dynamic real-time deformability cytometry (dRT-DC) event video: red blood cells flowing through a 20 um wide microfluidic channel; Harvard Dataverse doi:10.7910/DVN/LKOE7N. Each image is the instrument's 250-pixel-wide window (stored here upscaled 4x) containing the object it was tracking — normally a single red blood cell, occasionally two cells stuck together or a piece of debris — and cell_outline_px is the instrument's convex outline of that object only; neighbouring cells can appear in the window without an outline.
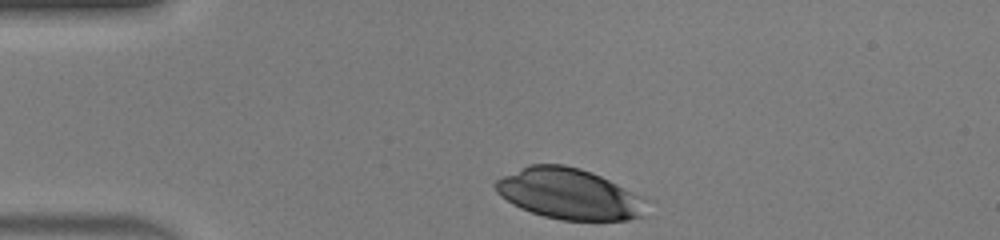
{"species": "human", "species_latin": "Homo sapiens", "temperature_condition": "warm", "stored_images_in_passage": 30, "camera_frame_rate_fps": 3000, "um_per_image_px": 0.085, "donor": {"sex": "male"}, "frame": {"image": 1, "passage_image": 1, "time_ms": 0.0, "image_size_px": [1000, 240], "cell_outline_px": [[648, 200], [644, 216], [628, 220], [560, 220], [544, 216], [520, 208], [512, 204], [500, 196], [496, 192], [492, 184], [496, 180], [528, 164], [564, 164], [580, 168], [592, 172], [644, 196]], "centroid_in_image_um": [48.39, 16.48], "position_along_channel_um": 36.6, "area_um2": 45.08}}
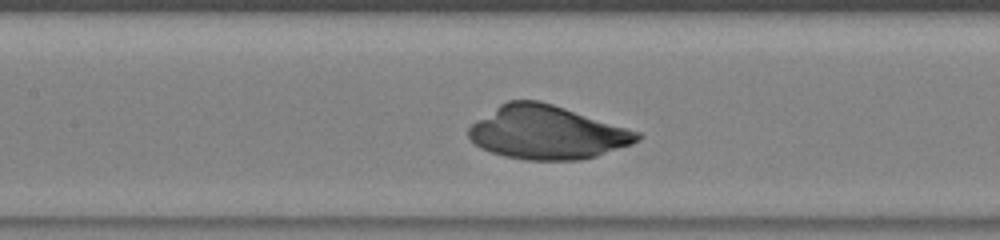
{"frame": {"image": 2, "passage_image": 13, "time_ms": 4.0, "image_size_px": [1000, 240], "cell_outline_px": [[644, 136], [640, 140], [632, 144], [596, 156], [580, 160], [528, 160], [504, 156], [480, 148], [468, 136], [468, 128], [476, 120], [500, 104], [508, 100], [540, 100], [640, 132]], "centroid_in_image_um": [46.5, 11.26], "position_along_channel_um": 160.9, "area_um2": 52.37}}
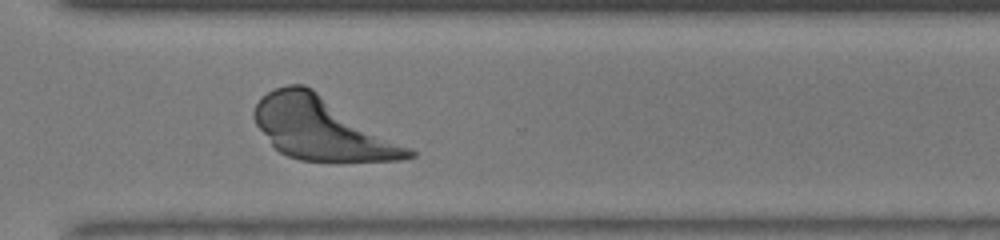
{"frame": {"image": 3, "passage_image": 26, "time_ms": 8.333, "image_size_px": [1000, 240], "cell_outline_px": [[416, 156], [400, 160], [336, 164], [300, 160], [288, 156], [280, 152], [272, 144], [256, 124], [252, 116], [252, 112], [256, 104], [268, 92], [276, 88], [288, 84], [304, 84], [312, 88], [412, 148], [416, 152]], "centroid_in_image_um": [27.41, 10.98], "position_along_channel_um": 343.2, "area_um2": 56.88}}